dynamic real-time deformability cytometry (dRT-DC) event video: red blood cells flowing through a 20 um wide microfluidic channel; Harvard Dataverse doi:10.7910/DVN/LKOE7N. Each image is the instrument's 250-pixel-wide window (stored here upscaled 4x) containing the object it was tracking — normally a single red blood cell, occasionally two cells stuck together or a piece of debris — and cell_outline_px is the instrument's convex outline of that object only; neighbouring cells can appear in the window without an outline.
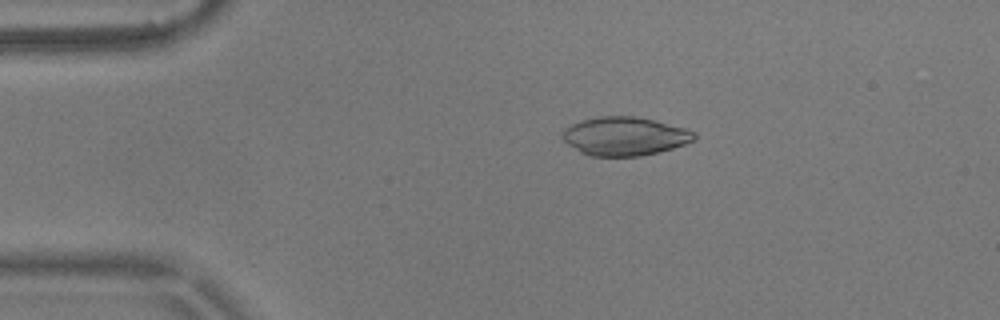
{"species": "common noctule bat (a hibernating species)", "species_latin": "Nyctalus noctula", "temperature_condition": "warm", "stored_images_in_passage": 9, "camera_frame_rate_fps": 3000, "um_per_image_px": 0.085, "animal": {"sex": "male", "body_mass_g": 17.9}, "frame": {"image": 1, "passage_image": 3, "time_ms": 0.667, "image_size_px": [1000, 320], "cell_outline_px": [[696, 140], [672, 148], [640, 156], [588, 156], [580, 152], [568, 144], [564, 140], [564, 128], [580, 120], [600, 116], [636, 116], [684, 128], [696, 132]], "centroid_in_image_um": [53.09, 11.58], "position_along_channel_um": 31.9, "area_um2": 29.42}}
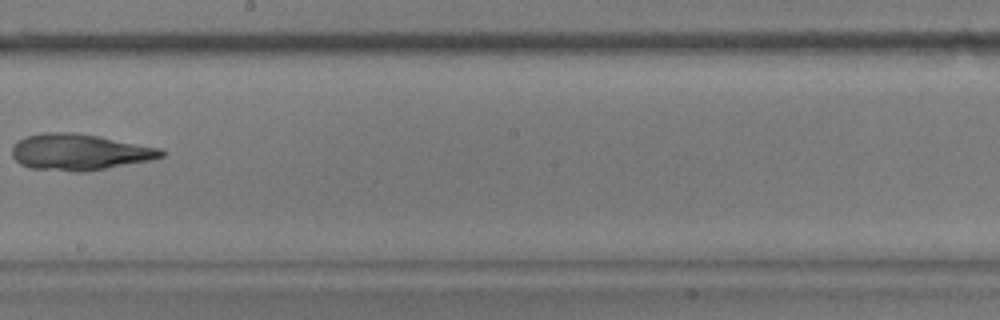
{"frame": {"image": 2, "passage_image": 8, "time_ms": 2.333, "image_size_px": [1000, 320], "cell_outline_px": [[164, 156], [152, 160], [88, 172], [72, 172], [28, 168], [20, 164], [12, 156], [12, 148], [24, 136], [44, 132], [76, 132], [160, 148], [164, 152]], "centroid_in_image_um": [6.74, 12.94], "position_along_channel_um": 241.5, "area_um2": 31.73}}
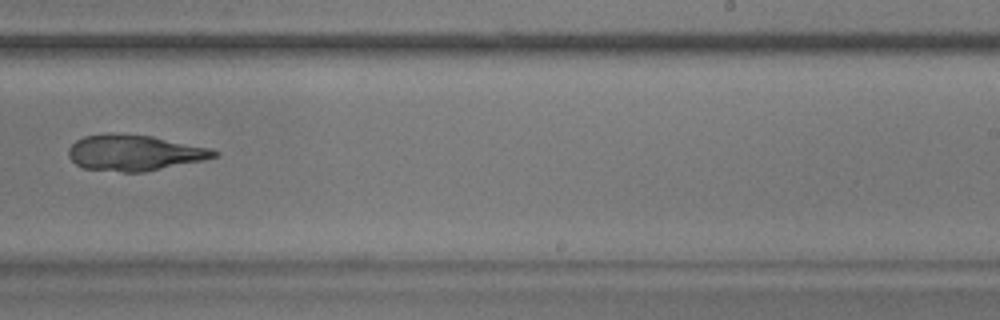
{"frame": {"image": 3, "passage_image": 9, "time_ms": 2.667, "image_size_px": [1000, 320], "cell_outline_px": [[220, 152], [216, 156], [204, 160], [144, 172], [124, 172], [84, 168], [76, 164], [68, 156], [68, 148], [76, 140], [84, 136], [104, 132], [112, 132], [152, 136], [208, 148]], "centroid_in_image_um": [11.37, 12.97], "position_along_channel_um": 277.6, "area_um2": 30.46}}